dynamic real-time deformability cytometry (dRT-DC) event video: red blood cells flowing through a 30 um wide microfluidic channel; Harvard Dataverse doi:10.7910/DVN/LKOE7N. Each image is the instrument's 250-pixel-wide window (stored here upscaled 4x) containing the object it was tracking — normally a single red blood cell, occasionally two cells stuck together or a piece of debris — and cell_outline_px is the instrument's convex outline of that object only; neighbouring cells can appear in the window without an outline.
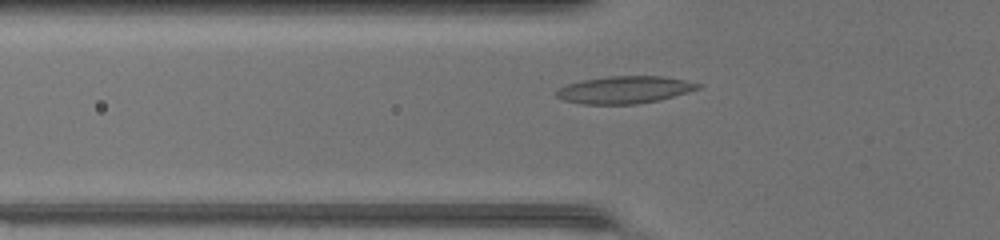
{"species": "common noctule bat (a hibernating species)", "species_latin": "Nyctalus noctula", "temperature_condition": "warm", "stored_images_in_passage": 35, "camera_frame_rate_fps": 3000, "um_per_image_px": 0.085, "animal": {"sex": "female", "body_mass_g": 17.0, "forearm_length_mm": 48.0}, "frame": {"image": 1, "passage_image": 4, "time_ms": 1.0, "image_size_px": [1000, 240], "cell_outline_px": [[704, 84], [700, 88], [688, 92], [660, 100], [636, 104], [584, 104], [564, 100], [556, 96], [556, 92], [560, 88], [568, 84], [580, 80], [608, 76], [664, 76]], "centroid_in_image_um": [53.12, 7.63], "position_along_channel_um": 72.7, "area_um2": 22.54}}
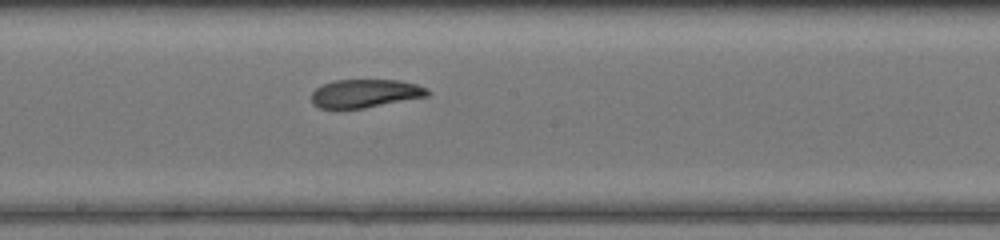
{"frame": {"image": 2, "passage_image": 14, "time_ms": 4.333, "image_size_px": [1000, 240], "cell_outline_px": [[432, 92], [428, 96], [364, 108], [320, 108], [312, 104], [312, 92], [316, 88], [332, 80], [400, 80], [416, 84], [428, 88]], "centroid_in_image_um": [31.07, 7.93], "position_along_channel_um": 217.1, "area_um2": 19.19}}
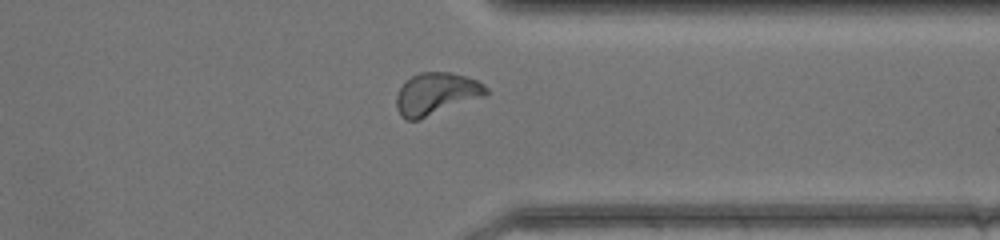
{"frame": {"image": 3, "passage_image": 25, "time_ms": 8.0, "image_size_px": [1000, 240], "cell_outline_px": [[488, 92], [484, 96], [420, 120], [404, 120], [400, 116], [396, 108], [396, 96], [400, 88], [412, 76], [420, 72], [448, 72], [464, 76], [476, 80], [484, 84], [488, 88]], "centroid_in_image_um": [37.06, 8.0], "position_along_channel_um": 374.3, "area_um2": 22.02}, "authors_computed_cell_mechanics": {"area_um2": 21.097, "velocity_mm_per_s": 4.325, "shape_relaxation_time_tau1_ms": null, "shape_relaxation_time_tau2_ms": 2.2523, "deformation_change_tau1": null, "deformation_change_tau2": 0.0866}}